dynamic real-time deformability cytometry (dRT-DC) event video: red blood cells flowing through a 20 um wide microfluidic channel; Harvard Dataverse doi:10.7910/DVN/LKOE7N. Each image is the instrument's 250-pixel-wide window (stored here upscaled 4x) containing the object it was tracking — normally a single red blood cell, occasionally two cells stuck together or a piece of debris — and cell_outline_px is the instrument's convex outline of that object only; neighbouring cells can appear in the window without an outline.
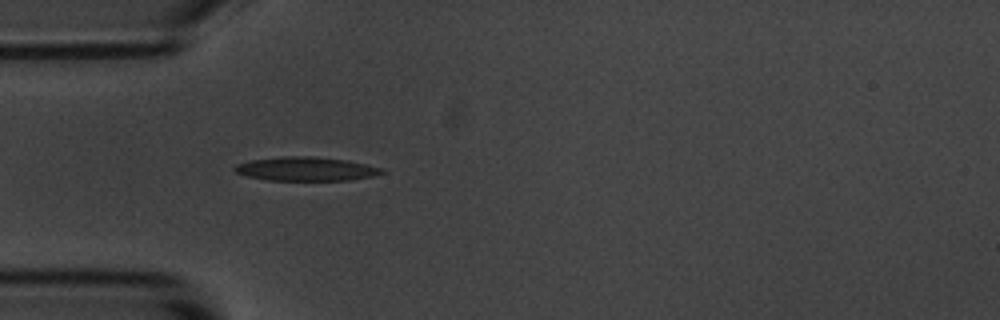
{"species": "common noctule bat (a hibernating species)", "species_latin": "Nyctalus noctula", "temperature_condition": "room temperature", "stored_images_in_passage": 39, "camera_frame_rate_fps": 3000, "um_per_image_px": 0.085, "animal": {"sex": "male", "body_mass_g": 20.1, "forearm_length_mm": 53.5}, "frame": {"image": 1, "passage_image": 1, "time_ms": 0.0, "image_size_px": [1000, 320], "cell_outline_px": [[388, 172], [372, 176], [348, 180], [268, 180], [248, 176], [236, 172], [232, 168], [236, 164], [252, 160], [280, 156], [312, 156], [348, 160], [384, 168]], "centroid_in_image_um": [26.05, 14.35], "position_along_channel_um": 59.0, "area_um2": 20.52}}
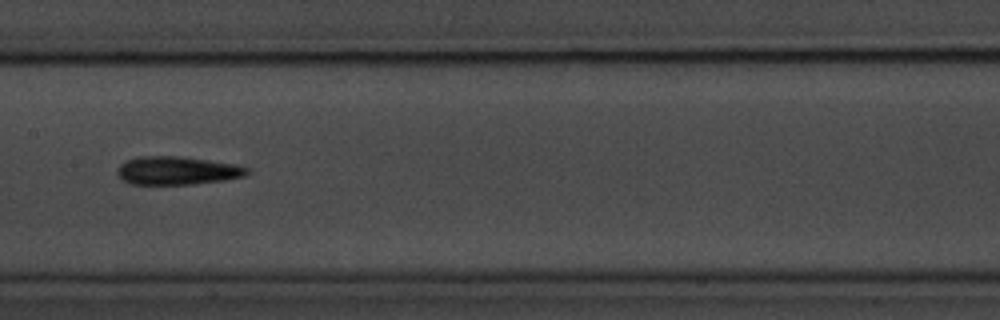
{"frame": {"image": 2, "passage_image": 12, "time_ms": 3.667, "image_size_px": [1000, 320], "cell_outline_px": [[248, 172], [244, 176], [224, 180], [192, 184], [128, 184], [116, 172], [116, 168], [120, 164], [128, 160], [140, 156], [180, 156], [236, 164], [248, 168]], "centroid_in_image_um": [15.03, 14.5], "position_along_channel_um": 192.4, "area_um2": 21.27}}
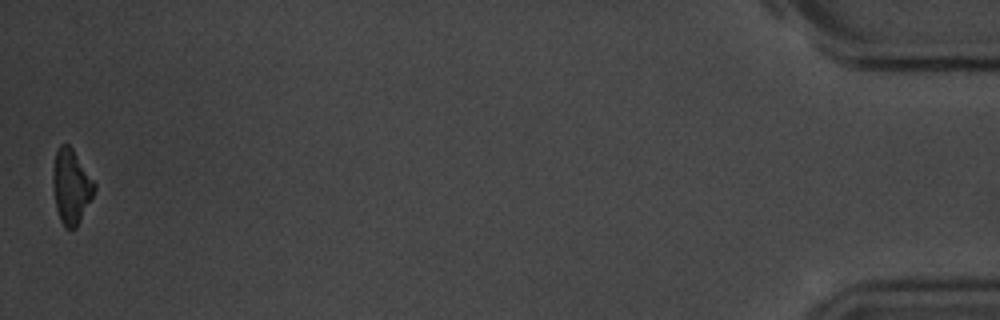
{"frame": {"image": 3, "passage_image": 39, "time_ms": 12.667, "image_size_px": [1000, 320], "cell_outline_px": [[96, 188], [76, 228], [64, 228], [60, 220], [56, 208], [52, 188], [52, 172], [56, 152], [60, 144], [68, 144], [72, 148], [96, 184]], "centroid_in_image_um": [6.02, 15.85], "position_along_channel_um": 429.2, "area_um2": 17.92}, "authors_computed_cell_mechanics": {"area_um2": 20.0566, "velocity_mm_per_s": 3.6879, "shape_relaxation_time_tau1_ms": 3.3012, "shape_relaxation_time_tau2_ms": 5.1304, "deformation_change_tau1": 0.1087, "deformation_change_tau2": 0.1524}}